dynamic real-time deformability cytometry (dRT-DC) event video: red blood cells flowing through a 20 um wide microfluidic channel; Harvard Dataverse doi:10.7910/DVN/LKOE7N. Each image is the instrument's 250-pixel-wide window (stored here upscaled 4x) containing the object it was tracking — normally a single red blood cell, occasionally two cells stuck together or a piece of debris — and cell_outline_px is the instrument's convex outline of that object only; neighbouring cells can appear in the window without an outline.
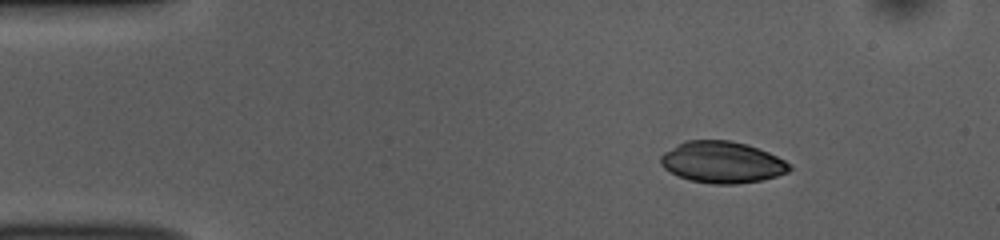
{"species": "common noctule bat (a hibernating species)", "species_latin": "Nyctalus noctula", "temperature_condition": "room temperature", "stored_images_in_passage": 46, "camera_frame_rate_fps": 3000, "um_per_image_px": 0.085, "animal": {"sex": "female", "body_mass_g": 10.0, "forearm_length_mm": 53.1}, "frame": {"image": 1, "passage_image": 1, "time_ms": 0.0, "image_size_px": [1000, 240], "cell_outline_px": [[792, 168], [788, 172], [776, 176], [760, 180], [736, 184], [712, 184], [692, 180], [680, 176], [664, 168], [660, 164], [660, 156], [664, 152], [688, 140], [732, 140], [748, 144], [768, 152], [784, 160]], "centroid_in_image_um": [61.39, 13.78], "position_along_channel_um": 23.6, "area_um2": 30.87}}
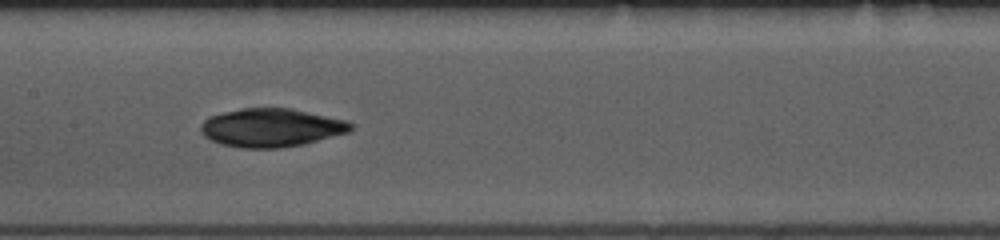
{"frame": {"image": 2, "passage_image": 19, "time_ms": 6.0, "image_size_px": [1000, 240], "cell_outline_px": [[352, 132], [304, 144], [280, 148], [244, 148], [220, 144], [204, 136], [200, 132], [200, 124], [204, 120], [212, 116], [224, 112], [240, 108], [292, 108], [348, 120], [352, 124]], "centroid_in_image_um": [23.09, 10.85], "position_along_channel_um": 184.3, "area_um2": 33.87}}
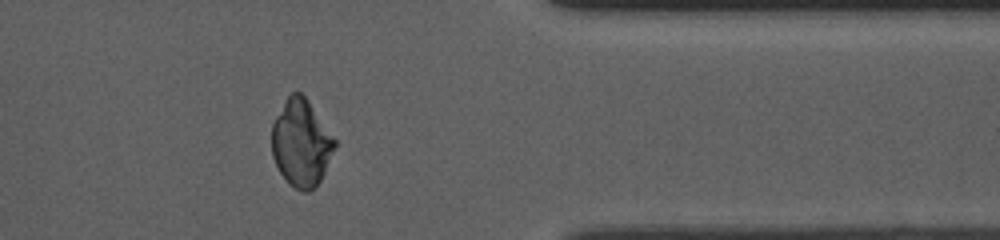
{"frame": {"image": 3, "passage_image": 36, "time_ms": 11.667, "image_size_px": [1000, 240], "cell_outline_px": [[336, 148], [316, 188], [308, 192], [304, 192], [288, 184], [280, 172], [272, 156], [272, 124], [276, 116], [288, 96], [292, 92], [300, 92], [308, 100], [336, 140]], "centroid_in_image_um": [25.61, 12.18], "position_along_channel_um": 385.8, "area_um2": 31.79}}